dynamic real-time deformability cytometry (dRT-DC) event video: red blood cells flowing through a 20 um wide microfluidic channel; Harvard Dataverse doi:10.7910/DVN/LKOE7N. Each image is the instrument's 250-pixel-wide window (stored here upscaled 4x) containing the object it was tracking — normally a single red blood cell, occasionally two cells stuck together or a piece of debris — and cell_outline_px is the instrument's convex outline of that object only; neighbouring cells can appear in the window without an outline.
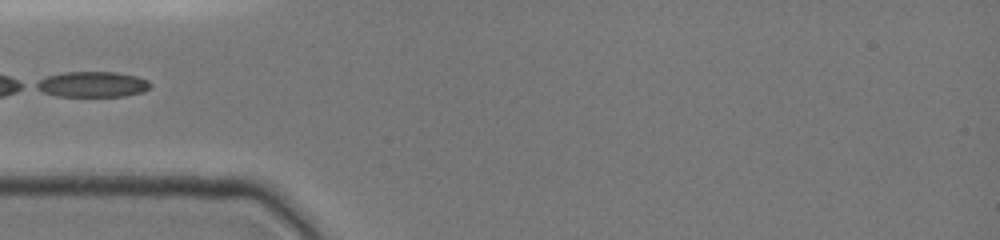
{"species": "common noctule bat (a hibernating species)", "species_latin": "Nyctalus noctula", "temperature_condition": "cold", "stored_images_in_passage": 46, "camera_frame_rate_fps": 3000, "um_per_image_px": 0.085, "animal": {"sex": "female", "body_mass_g": 19.0, "forearm_length_mm": 51.5}, "frame": {"image": 1, "passage_image": 1, "time_ms": 0.0, "image_size_px": [1000, 240], "cell_outline_px": [[152, 88], [144, 92], [124, 96], [56, 96], [40, 92], [32, 88], [32, 84], [44, 76], [64, 72], [116, 72], [136, 76], [148, 80], [152, 84]], "centroid_in_image_um": [7.79, 7.17], "position_along_channel_um": 77.2, "area_um2": 17.51}}